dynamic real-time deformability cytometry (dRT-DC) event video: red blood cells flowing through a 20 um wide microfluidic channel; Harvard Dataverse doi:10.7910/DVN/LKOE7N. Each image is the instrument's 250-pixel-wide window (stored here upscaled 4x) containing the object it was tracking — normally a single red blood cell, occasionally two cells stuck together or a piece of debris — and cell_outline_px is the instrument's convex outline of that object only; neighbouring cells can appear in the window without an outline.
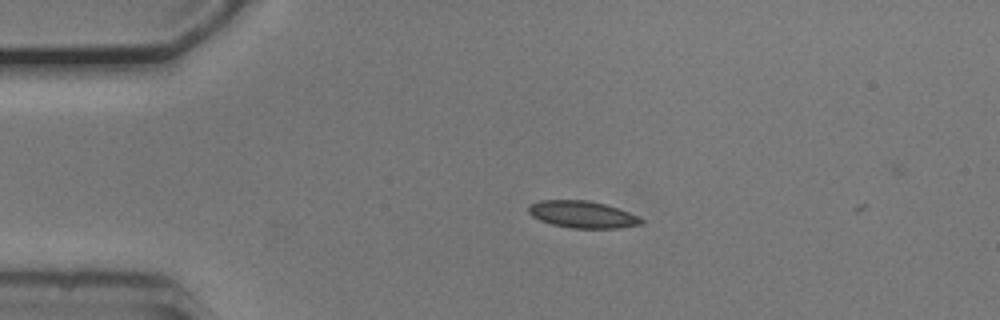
{"species": "common noctule bat (a hibernating species)", "species_latin": "Nyctalus noctula", "temperature_condition": "cold", "stored_images_in_passage": 3, "camera_frame_rate_fps": 3000, "um_per_image_px": 0.085, "animal": {"sex": "male", "body_mass_g": 20.5, "forearm_length_mm": 52.5}, "frame": {"image": 1, "passage_image": 1, "time_ms": 0.0, "image_size_px": [1000, 320], "cell_outline_px": [[644, 224], [616, 228], [572, 228], [552, 224], [540, 220], [532, 216], [528, 212], [528, 204], [540, 200], [588, 200], [604, 204], [628, 212], [644, 220]], "centroid_in_image_um": [49.47, 18.22], "position_along_channel_um": 35.5, "area_um2": 17.63}}